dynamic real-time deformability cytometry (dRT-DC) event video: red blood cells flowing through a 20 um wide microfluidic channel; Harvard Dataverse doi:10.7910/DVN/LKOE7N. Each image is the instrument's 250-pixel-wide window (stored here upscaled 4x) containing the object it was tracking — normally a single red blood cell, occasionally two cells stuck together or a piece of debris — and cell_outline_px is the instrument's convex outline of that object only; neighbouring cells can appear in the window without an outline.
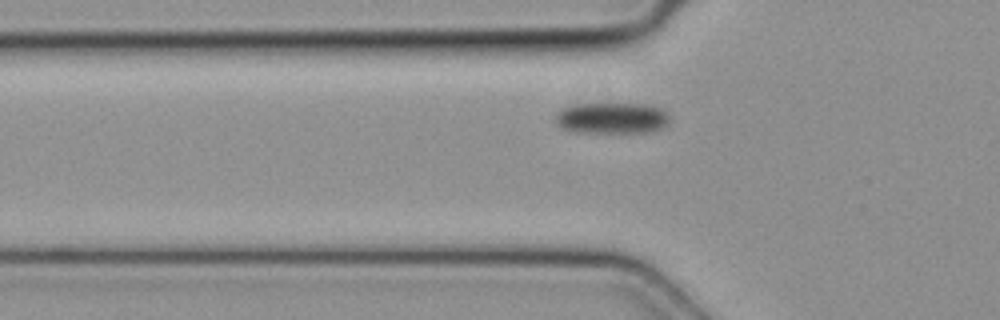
{"species": "common noctule bat (a hibernating species)", "species_latin": "Nyctalus noctula", "temperature_condition": "cold", "stored_images_in_passage": 3, "camera_frame_rate_fps": 3000, "um_per_image_px": 0.085, "animal": {"sex": "female", "body_mass_g": 19.3, "forearm_length_mm": 54.1}, "frame": {"image": 1, "passage_image": 2, "time_ms": 0.333, "image_size_px": [1000, 320], "cell_outline_px": [[668, 124], [664, 128], [652, 132], [572, 132], [560, 128], [552, 120], [556, 112], [560, 108], [580, 104], [652, 104], [668, 112]], "centroid_in_image_um": [51.98, 10.04], "position_along_channel_um": 73.8, "area_um2": 21.21}}
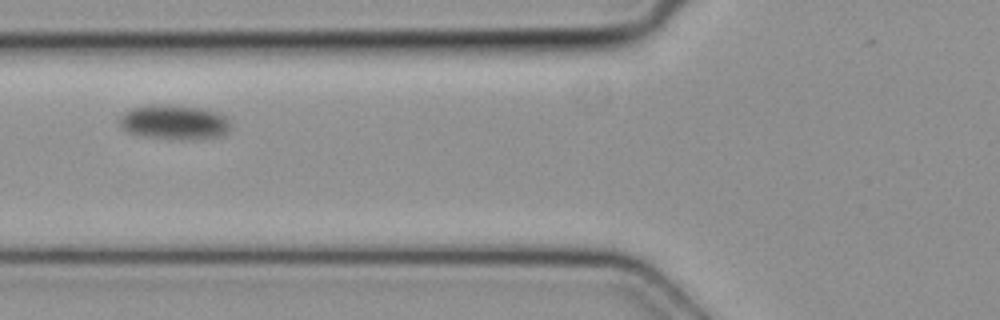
{"frame": {"image": 2, "passage_image": 3, "time_ms": 0.667, "image_size_px": [1000, 320], "cell_outline_px": [[232, 124], [228, 132], [220, 136], [188, 140], [180, 140], [136, 136], [120, 128], [120, 116], [124, 112], [132, 108], [152, 104], [168, 104], [204, 108], [220, 112]], "centroid_in_image_um": [14.81, 10.39], "position_along_channel_um": 111.0, "area_um2": 23.06}}